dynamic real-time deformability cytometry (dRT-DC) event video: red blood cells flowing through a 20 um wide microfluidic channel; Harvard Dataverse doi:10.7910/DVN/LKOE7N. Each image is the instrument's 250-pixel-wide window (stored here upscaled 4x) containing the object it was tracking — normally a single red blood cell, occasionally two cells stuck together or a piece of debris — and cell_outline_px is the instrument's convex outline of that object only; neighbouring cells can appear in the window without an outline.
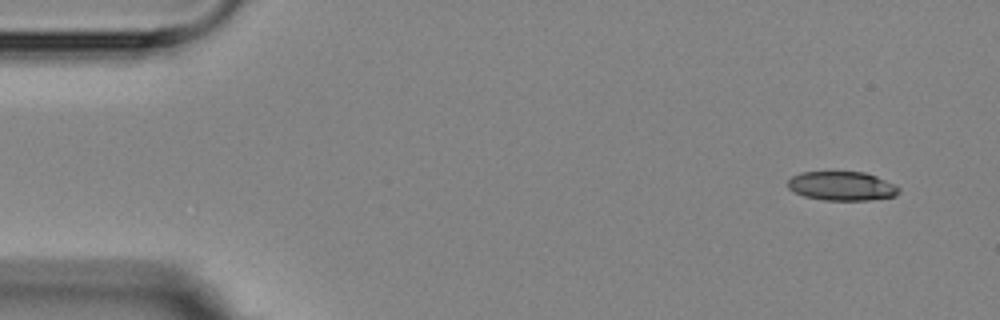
{"species": "Egyptian fruit bat (a non-hibernating species)", "species_latin": "Rousettus aegyptiacus", "temperature_condition": "room temperature", "stored_images_in_passage": 4, "camera_frame_rate_fps": 3000, "um_per_image_px": 0.085, "animal": {"sex": "female"}, "frame": {"image": 1, "passage_image": 1, "time_ms": 0.0, "image_size_px": [1000, 320], "cell_outline_px": [[900, 192], [896, 196], [868, 200], [824, 200], [804, 196], [788, 188], [788, 180], [792, 176], [800, 172], [864, 172], [876, 176], [900, 188]], "centroid_in_image_um": [71.55, 15.81], "position_along_channel_um": 13.4, "area_um2": 18.67}}
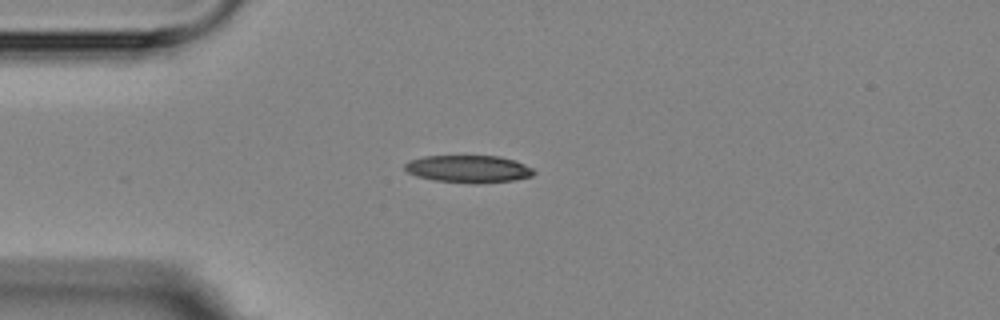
{"frame": {"image": 2, "passage_image": 4, "time_ms": 3.333, "image_size_px": [1000, 320], "cell_outline_px": [[536, 172], [532, 176], [512, 180], [480, 184], [468, 184], [432, 180], [416, 176], [408, 172], [404, 168], [404, 164], [408, 160], [424, 156], [500, 156], [524, 164], [532, 168]], "centroid_in_image_um": [39.78, 14.37], "position_along_channel_um": 45.2, "area_um2": 20.81}}